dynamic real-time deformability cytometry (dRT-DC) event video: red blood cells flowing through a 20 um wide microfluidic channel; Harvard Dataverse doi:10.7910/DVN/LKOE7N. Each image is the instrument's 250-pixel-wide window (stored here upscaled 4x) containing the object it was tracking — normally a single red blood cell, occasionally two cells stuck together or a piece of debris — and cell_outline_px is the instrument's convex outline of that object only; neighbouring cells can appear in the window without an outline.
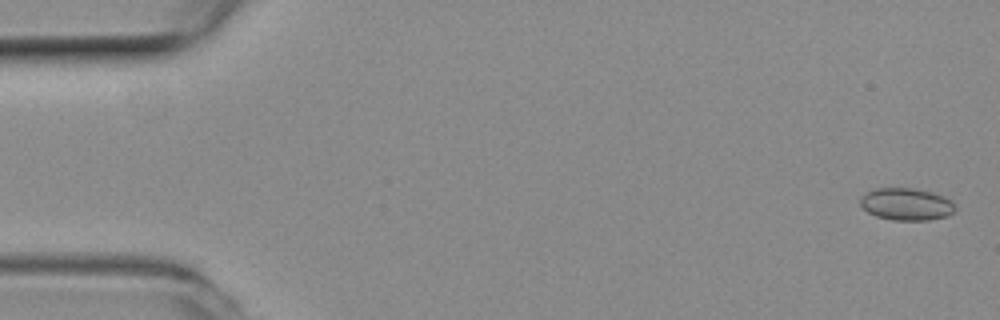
{"species": "common noctule bat (a hibernating species)", "species_latin": "Nyctalus noctula", "temperature_condition": "room temperature", "stored_images_in_passage": 53, "camera_frame_rate_fps": 3000, "um_per_image_px": 0.085, "animal": {"sex": "female", "body_mass_g": 19.3, "forearm_length_mm": 54.1}, "frame": {"image": 1, "passage_image": 1, "time_ms": 0.0, "image_size_px": [1000, 320], "cell_outline_px": [[956, 208], [948, 216], [928, 220], [892, 220], [876, 216], [868, 212], [860, 204], [860, 196], [876, 188], [912, 188], [932, 192], [952, 200]], "centroid_in_image_um": [77.04, 17.36], "position_along_channel_um": 8.0, "area_um2": 17.8}}
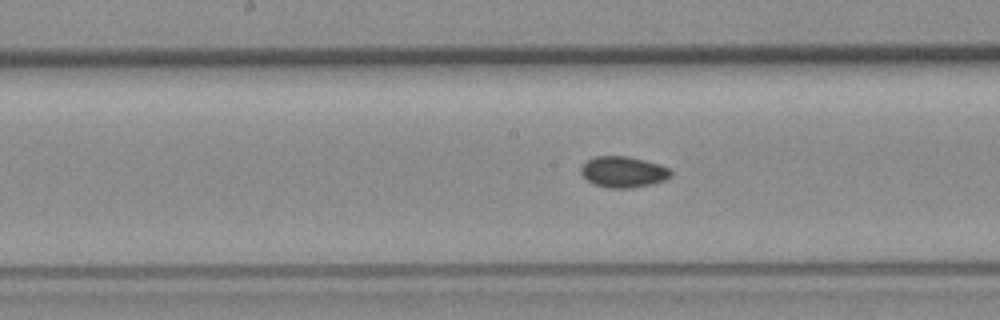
{"frame": {"image": 2, "passage_image": 26, "time_ms": 8.333, "image_size_px": [1000, 320], "cell_outline_px": [[672, 176], [668, 180], [652, 184], [632, 188], [608, 188], [592, 184], [580, 172], [580, 168], [588, 160], [596, 156], [628, 156], [660, 164], [668, 168], [672, 172]], "centroid_in_image_um": [53.01, 14.62], "position_along_channel_um": 195.2, "area_um2": 16.42}}
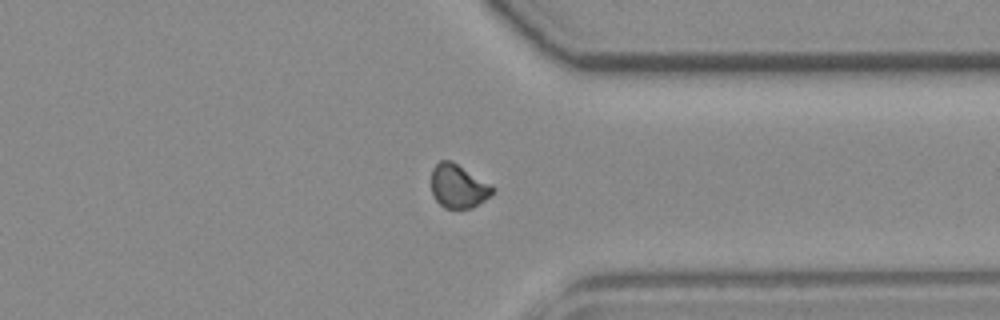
{"frame": {"image": 3, "passage_image": 40, "time_ms": 13.0, "image_size_px": [1000, 320], "cell_outline_px": [[496, 192], [492, 196], [472, 208], [444, 208], [432, 196], [432, 168], [440, 160], [452, 160], [492, 184], [496, 188]], "centroid_in_image_um": [39.0, 15.82], "position_along_channel_um": 372.4, "area_um2": 15.95}, "authors_computed_cell_mechanics": {"area_um2": 15.9528, "velocity_mm_per_s": 3.8708, "shape_relaxation_time_tau1_ms": 8.1575, "shape_relaxation_time_tau2_ms": 3.5531, "deformation_change_tau1": 0.0759, "deformation_change_tau2": 0.0503}}